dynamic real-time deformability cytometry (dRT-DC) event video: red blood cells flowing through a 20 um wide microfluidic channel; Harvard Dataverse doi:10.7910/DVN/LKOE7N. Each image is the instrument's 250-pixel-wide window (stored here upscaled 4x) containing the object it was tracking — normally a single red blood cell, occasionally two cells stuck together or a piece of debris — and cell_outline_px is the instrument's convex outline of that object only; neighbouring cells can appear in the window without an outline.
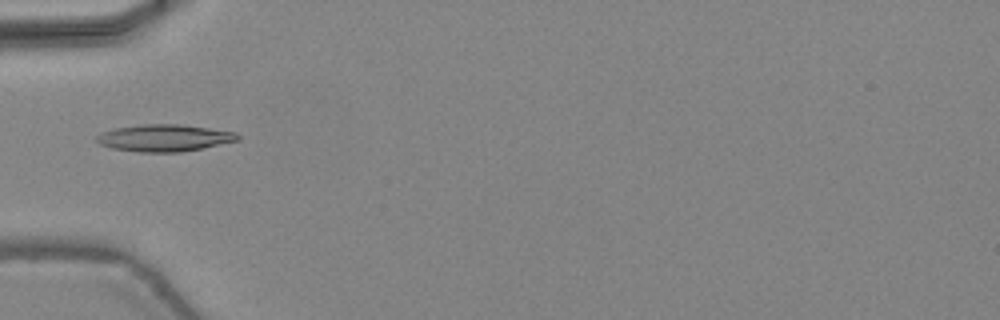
{"species": "common noctule bat (a hibernating species)", "species_latin": "Nyctalus noctula", "temperature_condition": "warm", "stored_images_in_passage": 7, "camera_frame_rate_fps": 3000, "um_per_image_px": 0.085, "animal": {"sex": "female", "body_mass_g": 24.6, "forearm_length_mm": 56.2}, "frame": {"image": 1, "passage_image": 1, "time_ms": 0.0, "image_size_px": [1000, 320], "cell_outline_px": [[240, 140], [180, 152], [140, 152], [112, 148], [100, 144], [96, 140], [96, 136], [100, 132], [112, 128], [140, 124], [180, 124], [236, 132], [240, 136]], "centroid_in_image_um": [13.93, 11.71], "position_along_channel_um": 71.1, "area_um2": 22.2}}
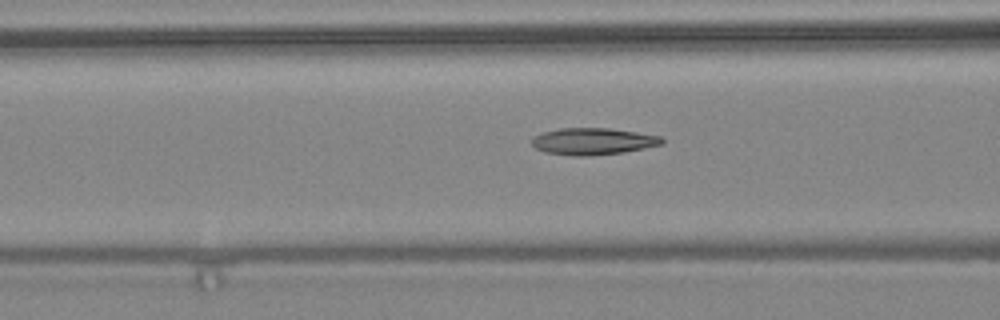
{"frame": {"image": 2, "passage_image": 4, "time_ms": 1.0, "image_size_px": [1000, 320], "cell_outline_px": [[664, 144], [624, 152], [588, 156], [572, 156], [544, 152], [536, 148], [532, 144], [532, 136], [544, 132], [560, 128], [608, 128], [664, 136]], "centroid_in_image_um": [50.42, 12.01], "position_along_channel_um": 116.2, "area_um2": 20.46}}
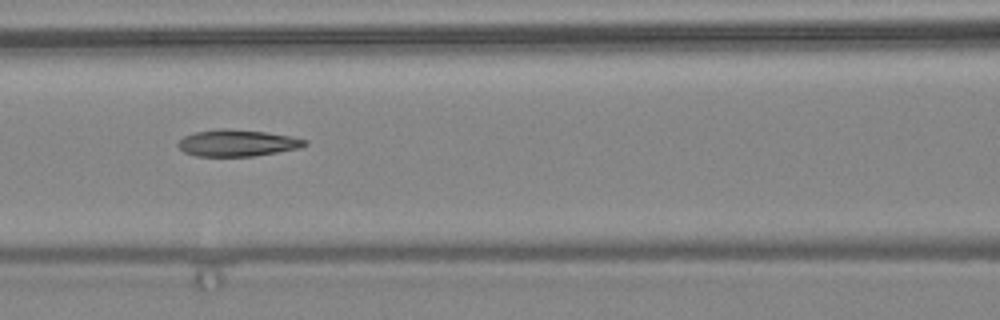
{"frame": {"image": 3, "passage_image": 6, "time_ms": 1.667, "image_size_px": [1000, 320], "cell_outline_px": [[308, 144], [300, 148], [252, 156], [196, 156], [184, 152], [176, 144], [184, 136], [196, 132], [220, 128], [224, 128], [264, 132], [292, 136], [308, 140]], "centroid_in_image_um": [20.18, 12.15], "position_along_channel_um": 146.4, "area_um2": 19.59}}